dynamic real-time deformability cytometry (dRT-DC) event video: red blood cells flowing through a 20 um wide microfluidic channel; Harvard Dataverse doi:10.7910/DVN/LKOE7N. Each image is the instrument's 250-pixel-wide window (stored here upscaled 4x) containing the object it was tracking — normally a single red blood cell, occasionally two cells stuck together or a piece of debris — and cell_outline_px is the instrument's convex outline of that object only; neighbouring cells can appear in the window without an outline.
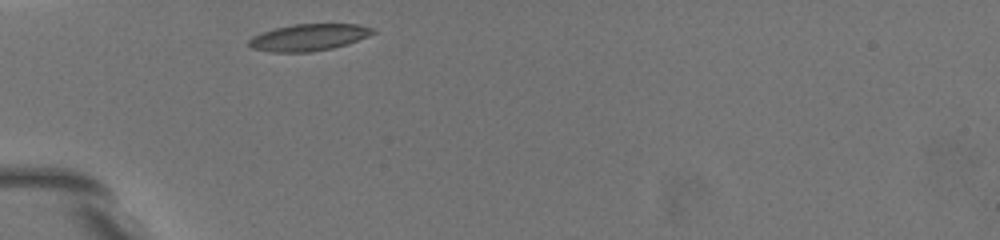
{"species": "common noctule bat (a hibernating species)", "species_latin": "Nyctalus noctula", "temperature_condition": "warm", "stored_images_in_passage": 52, "camera_frame_rate_fps": 3000, "um_per_image_px": 0.085, "animal": {"sex": "female", "body_mass_g": 19.5, "forearm_length_mm": 54.1}, "frame": {"image": 1, "passage_image": 1, "time_ms": 0.0, "image_size_px": [1000, 240], "cell_outline_px": [[376, 32], [368, 36], [332, 48], [308, 52], [272, 52], [252, 48], [248, 44], [248, 40], [252, 36], [260, 32], [292, 24], [356, 24], [376, 28]], "centroid_in_image_um": [26.21, 3.16], "position_along_channel_um": 58.8, "area_um2": 19.25}}
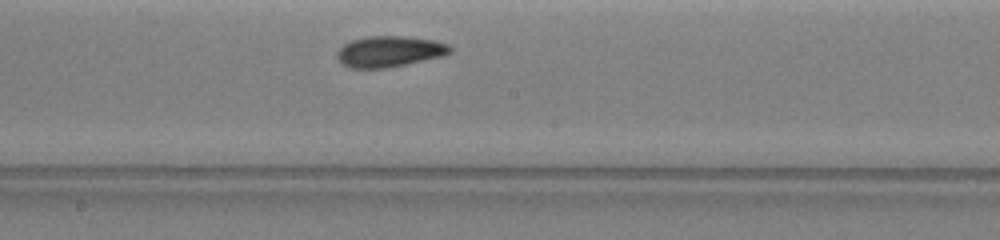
{"frame": {"image": 2, "passage_image": 28, "time_ms": 4.667, "image_size_px": [1000, 240], "cell_outline_px": [[452, 52], [440, 56], [404, 64], [384, 68], [352, 68], [344, 64], [336, 56], [340, 48], [344, 44], [352, 40], [368, 36], [404, 36], [432, 40], [448, 44], [452, 48]], "centroid_in_image_um": [33.09, 4.36], "position_along_channel_um": 215.1, "area_um2": 19.94}}
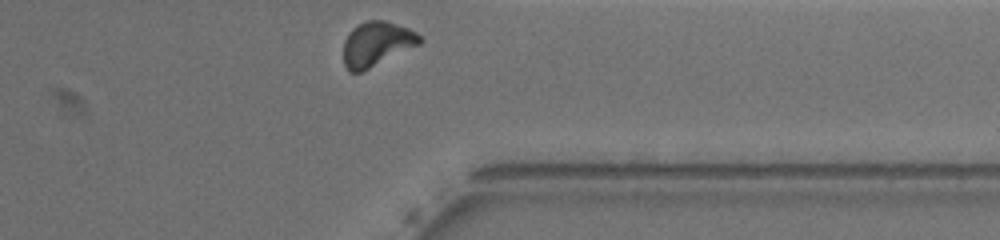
{"frame": {"image": 3, "passage_image": 51, "time_ms": 9.333, "image_size_px": [1000, 240], "cell_outline_px": [[424, 40], [420, 44], [360, 72], [348, 72], [344, 64], [344, 40], [352, 28], [368, 20], [384, 20], [408, 28], [416, 32]], "centroid_in_image_um": [32.01, 3.72], "position_along_channel_um": 379.4, "area_um2": 19.54}, "authors_computed_cell_mechanics": {"area_um2": 19.5075, "velocity_mm_per_s": 3.577, "shape_relaxation_time_tau1_ms": 11.0676, "shape_relaxation_time_tau2_ms": 2.6223, "deformation_change_tau1": 0.1964, "deformation_change_tau2": 0.093}}